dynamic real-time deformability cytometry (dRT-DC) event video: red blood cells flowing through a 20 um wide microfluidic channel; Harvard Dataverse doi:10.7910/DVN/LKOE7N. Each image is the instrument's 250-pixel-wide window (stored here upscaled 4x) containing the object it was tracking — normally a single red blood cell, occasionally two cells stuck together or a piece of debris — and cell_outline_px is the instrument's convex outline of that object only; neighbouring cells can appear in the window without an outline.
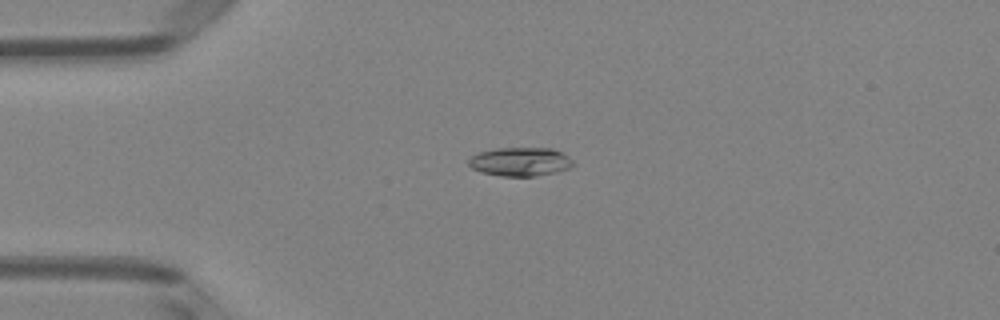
{"species": "Egyptian fruit bat (a non-hibernating species)", "species_latin": "Rousettus aegyptiacus", "temperature_condition": "room temperature", "stored_images_in_passage": 39, "camera_frame_rate_fps": 3000, "um_per_image_px": 0.085, "animal": {"sex": "female"}, "frame": {"image": 1, "passage_image": 1, "time_ms": 0.0, "image_size_px": [1000, 320], "cell_outline_px": [[572, 164], [568, 168], [556, 172], [536, 176], [500, 176], [480, 172], [472, 168], [468, 164], [468, 160], [472, 156], [480, 152], [496, 148], [552, 148], [568, 156], [572, 160]], "centroid_in_image_um": [44.19, 13.75], "position_along_channel_um": 40.8, "area_um2": 17.4}}
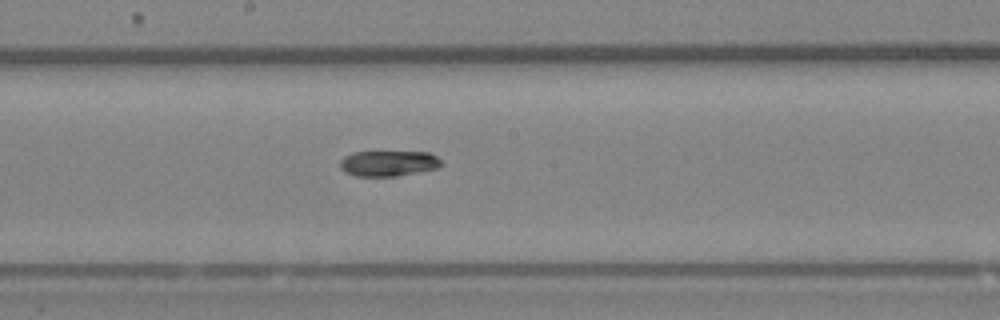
{"frame": {"image": 2, "passage_image": 16, "time_ms": 5.0, "image_size_px": [1000, 320], "cell_outline_px": [[440, 164], [436, 168], [396, 176], [356, 176], [344, 172], [340, 168], [340, 160], [344, 156], [352, 152], [428, 152], [436, 156], [440, 160]], "centroid_in_image_um": [32.95, 13.88], "position_along_channel_um": 215.3, "area_um2": 14.97}}
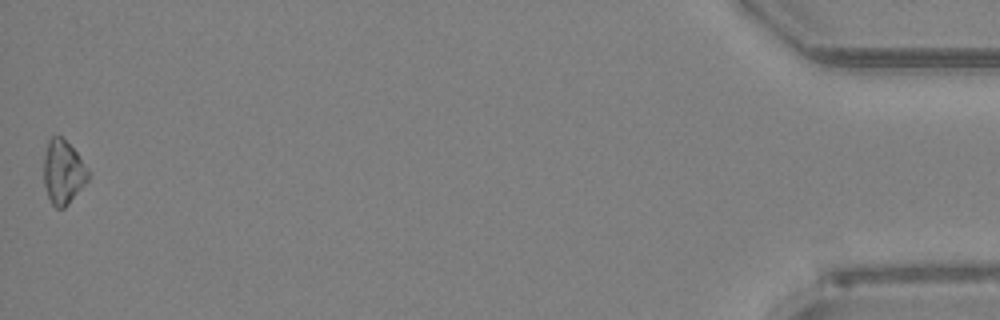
{"frame": {"image": 3, "passage_image": 39, "time_ms": 12.667, "image_size_px": [1000, 320], "cell_outline_px": [[88, 180], [68, 204], [64, 208], [56, 208], [52, 204], [48, 196], [44, 184], [44, 156], [48, 140], [52, 136], [60, 136], [76, 152], [88, 172]], "centroid_in_image_um": [5.33, 14.64], "position_along_channel_um": 429.9, "area_um2": 16.13}}